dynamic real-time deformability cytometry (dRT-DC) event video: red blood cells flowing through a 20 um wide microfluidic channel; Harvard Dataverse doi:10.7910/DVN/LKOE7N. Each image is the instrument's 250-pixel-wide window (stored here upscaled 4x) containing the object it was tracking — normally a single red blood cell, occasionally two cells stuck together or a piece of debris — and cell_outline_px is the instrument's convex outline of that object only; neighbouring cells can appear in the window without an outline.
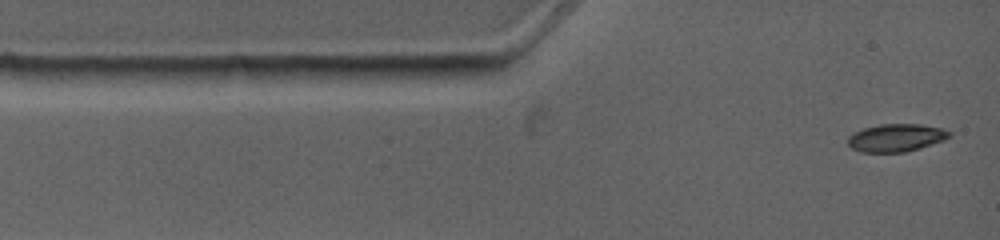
{"species": "common noctule bat (a hibernating species)", "species_latin": "Nyctalus noctula", "temperature_condition": "warm", "stored_images_in_passage": 6, "camera_frame_rate_fps": 4500, "um_per_image_px": 0.085, "animal": {"sex": "female", "body_mass_g": 19.0, "forearm_length_mm": 53.3}, "frame": {"image": 1, "passage_image": 1, "time_ms": 0.0, "image_size_px": [1000, 240], "cell_outline_px": [[952, 136], [944, 140], [920, 148], [904, 152], [860, 152], [852, 148], [848, 144], [848, 136], [864, 128], [880, 124], [920, 124], [940, 128], [952, 132]], "centroid_in_image_um": [76.19, 11.71], "position_along_channel_um": 8.8, "area_um2": 16.36}}
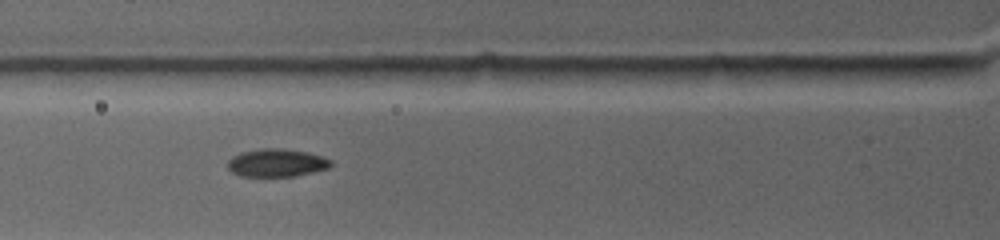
{"frame": {"image": 2, "passage_image": 5, "time_ms": 3.333, "image_size_px": [1000, 240], "cell_outline_px": [[332, 164], [328, 168], [312, 172], [292, 176], [240, 176], [232, 172], [228, 168], [228, 160], [232, 156], [240, 152], [260, 148], [284, 148], [308, 152], [324, 156], [332, 160]], "centroid_in_image_um": [23.51, 13.82], "position_along_channel_um": 102.3, "area_um2": 16.94}}
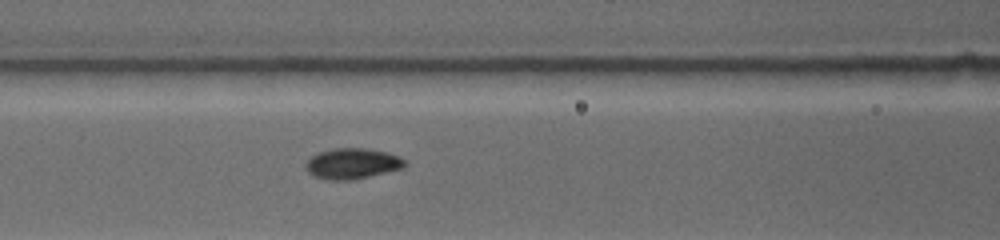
{"frame": {"image": 3, "passage_image": 6, "time_ms": 4.222, "image_size_px": [1000, 240], "cell_outline_px": [[408, 164], [404, 168], [352, 180], [324, 180], [312, 176], [304, 168], [304, 164], [312, 156], [320, 152], [332, 148], [368, 148], [388, 152], [400, 156]], "centroid_in_image_um": [29.94, 13.91], "position_along_channel_um": 136.7, "area_um2": 18.03}}